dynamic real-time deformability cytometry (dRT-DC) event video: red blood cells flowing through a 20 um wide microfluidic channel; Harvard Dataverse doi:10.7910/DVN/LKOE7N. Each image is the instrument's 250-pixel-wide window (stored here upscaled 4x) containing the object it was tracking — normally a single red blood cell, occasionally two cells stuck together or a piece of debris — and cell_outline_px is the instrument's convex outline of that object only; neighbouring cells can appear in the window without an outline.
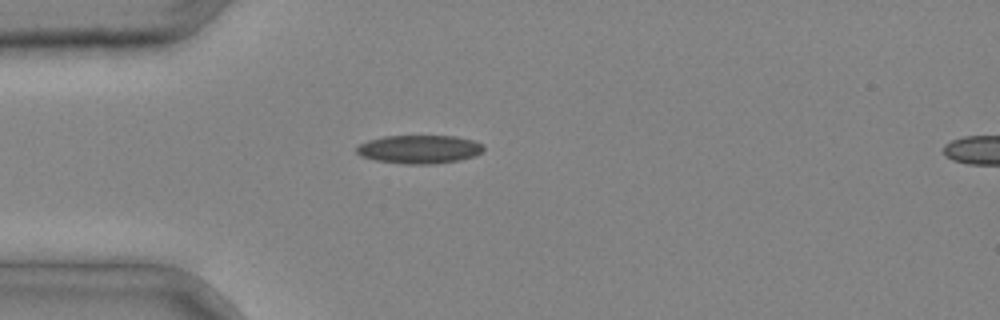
{"species": "common noctule bat (a hibernating species)", "species_latin": "Nyctalus noctula", "temperature_condition": "cold", "stored_images_in_passage": 2, "segment_of_instrument_passage": [1, 2], "camera_frame_rate_fps": 3000, "um_per_image_px": 0.085, "animal": {"sex": "male", "body_mass_g": 20.4}, "frame": {"image": 1, "passage_image": 1, "time_ms": 0.0, "image_size_px": [1000, 320], "cell_outline_px": [[484, 148], [476, 156], [460, 160], [432, 164], [404, 164], [376, 160], [360, 156], [356, 152], [356, 148], [360, 144], [368, 140], [384, 136], [456, 136], [472, 140], [484, 144]], "centroid_in_image_um": [35.65, 12.69], "position_along_channel_um": 49.4, "area_um2": 21.1}}